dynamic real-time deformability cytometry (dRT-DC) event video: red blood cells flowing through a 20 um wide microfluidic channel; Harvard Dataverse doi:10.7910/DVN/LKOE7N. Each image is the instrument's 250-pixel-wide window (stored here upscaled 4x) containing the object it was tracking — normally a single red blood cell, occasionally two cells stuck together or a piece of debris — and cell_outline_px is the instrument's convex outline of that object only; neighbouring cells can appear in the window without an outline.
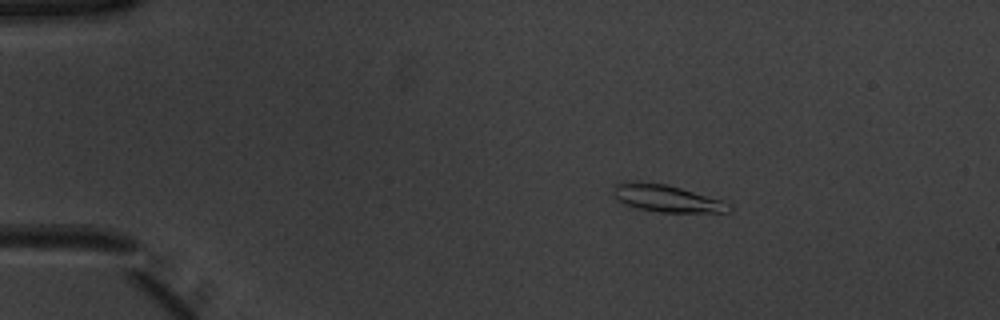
{"species": "common noctule bat (a hibernating species)", "species_latin": "Nyctalus noctula", "temperature_condition": "warm", "stored_images_in_passage": 44, "camera_frame_rate_fps": 3000, "um_per_image_px": 0.085, "animal": {"sex": "male", "body_mass_g": 20.1, "forearm_length_mm": 53.5}, "frame": {"image": 1, "passage_image": 1, "time_ms": 0.0, "image_size_px": [1000, 320], "cell_outline_px": [[732, 208], [728, 212], [660, 212], [636, 208], [620, 200], [616, 196], [612, 184], [628, 180], [636, 180], [664, 184], [680, 188], [720, 200], [732, 204]], "centroid_in_image_um": [56.64, 16.84], "position_along_channel_um": 28.4, "area_um2": 18.09}}
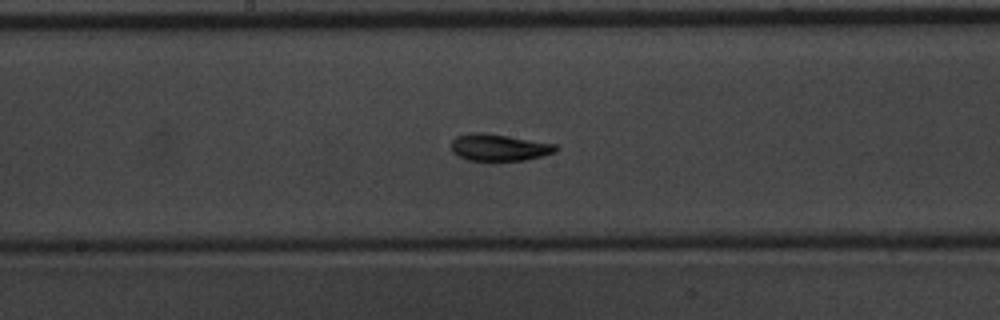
{"frame": {"image": 2, "passage_image": 20, "time_ms": 6.333, "image_size_px": [1000, 320], "cell_outline_px": [[560, 148], [556, 152], [544, 156], [524, 160], [492, 164], [468, 160], [452, 152], [452, 140], [456, 136], [472, 132], [484, 132], [556, 144]], "centroid_in_image_um": [42.43, 12.58], "position_along_channel_um": 205.8, "area_um2": 17.17}}
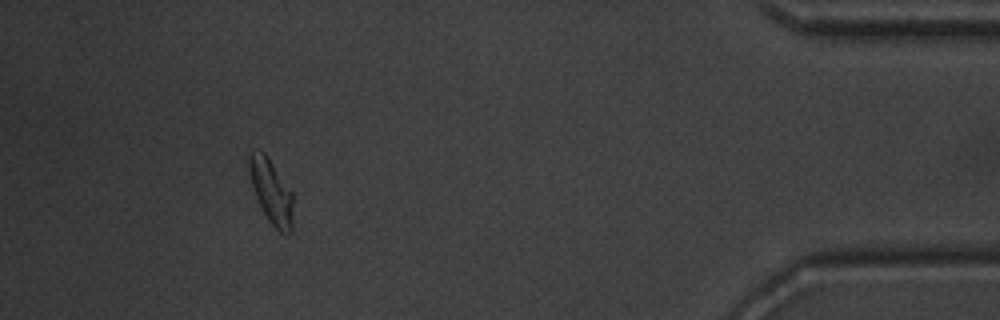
{"frame": {"image": 3, "passage_image": 40, "time_ms": 13.0, "image_size_px": [1000, 320], "cell_outline_px": [[292, 232], [280, 232], [268, 220], [256, 196], [248, 172], [248, 156], [252, 148], [264, 152], [292, 192]], "centroid_in_image_um": [23.03, 16.23], "position_along_channel_um": 412.2, "area_um2": 16.18}, "authors_computed_cell_mechanics": {"area_um2": 16.3285, "velocity_mm_per_s": 3.9085, "shape_relaxation_time_tau1_ms": 2.6403, "shape_relaxation_time_tau2_ms": 1.6077, "deformation_change_tau1": 0.1325, "deformation_change_tau2": 0.066}}